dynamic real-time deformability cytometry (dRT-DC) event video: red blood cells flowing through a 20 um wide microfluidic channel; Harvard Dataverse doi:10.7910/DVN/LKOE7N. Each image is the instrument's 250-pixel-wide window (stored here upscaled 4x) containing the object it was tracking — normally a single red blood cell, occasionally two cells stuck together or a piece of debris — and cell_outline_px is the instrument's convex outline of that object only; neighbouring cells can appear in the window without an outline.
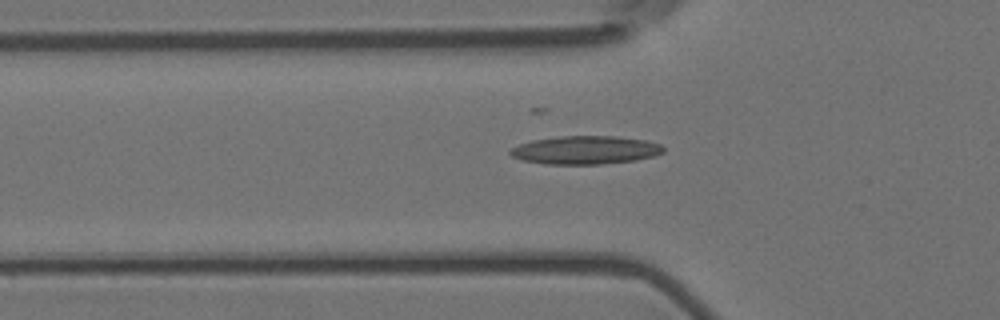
{"species": "Egyptian fruit bat (a non-hibernating species)", "species_latin": "Rousettus aegyptiacus", "temperature_condition": "room temperature", "stored_images_in_passage": 44, "camera_frame_rate_fps": 3000, "um_per_image_px": 0.085, "animal": {"sex": "female"}, "frame": {"image": 1, "passage_image": 10, "time_ms": 3.0, "image_size_px": [1000, 320], "cell_outline_px": [[664, 152], [652, 156], [636, 160], [600, 164], [544, 164], [524, 160], [512, 156], [508, 152], [512, 148], [520, 144], [532, 140], [560, 136], [616, 136], [644, 140], [660, 144], [664, 148]], "centroid_in_image_um": [49.75, 12.75], "position_along_channel_um": 76.0, "area_um2": 25.09}}
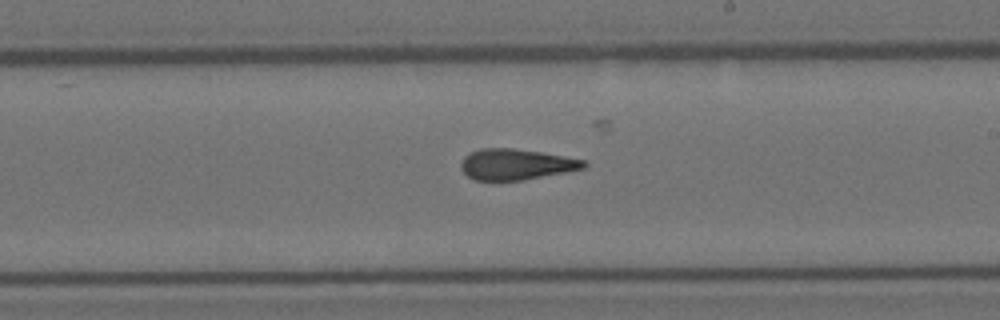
{"frame": {"image": 2, "passage_image": 24, "time_ms": 7.667, "image_size_px": [1000, 320], "cell_outline_px": [[588, 164], [584, 168], [524, 180], [476, 180], [468, 176], [460, 168], [460, 164], [464, 156], [480, 148], [512, 148], [540, 152], [584, 160]], "centroid_in_image_um": [43.83, 13.97], "position_along_channel_um": 245.2, "area_um2": 21.85}}
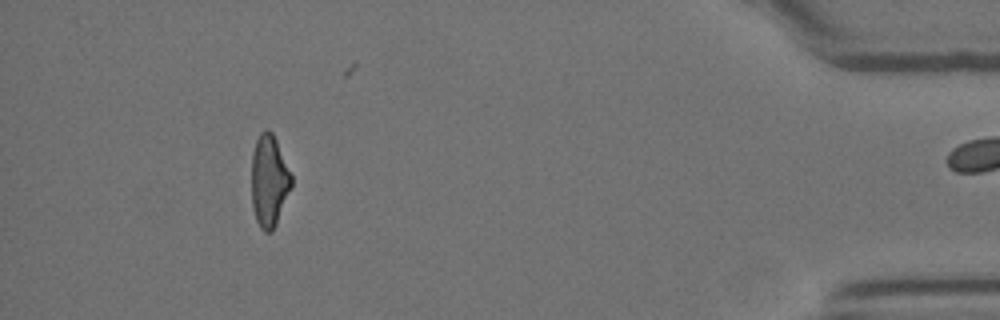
{"frame": {"image": 3, "passage_image": 43, "time_ms": 14.0, "image_size_px": [1000, 320], "cell_outline_px": [[292, 184], [276, 224], [272, 232], [264, 232], [260, 228], [256, 220], [252, 208], [252, 152], [256, 140], [260, 132], [264, 128], [268, 128], [272, 132], [276, 140], [292, 176]], "centroid_in_image_um": [22.86, 15.36], "position_along_channel_um": 412.3, "area_um2": 21.33}}